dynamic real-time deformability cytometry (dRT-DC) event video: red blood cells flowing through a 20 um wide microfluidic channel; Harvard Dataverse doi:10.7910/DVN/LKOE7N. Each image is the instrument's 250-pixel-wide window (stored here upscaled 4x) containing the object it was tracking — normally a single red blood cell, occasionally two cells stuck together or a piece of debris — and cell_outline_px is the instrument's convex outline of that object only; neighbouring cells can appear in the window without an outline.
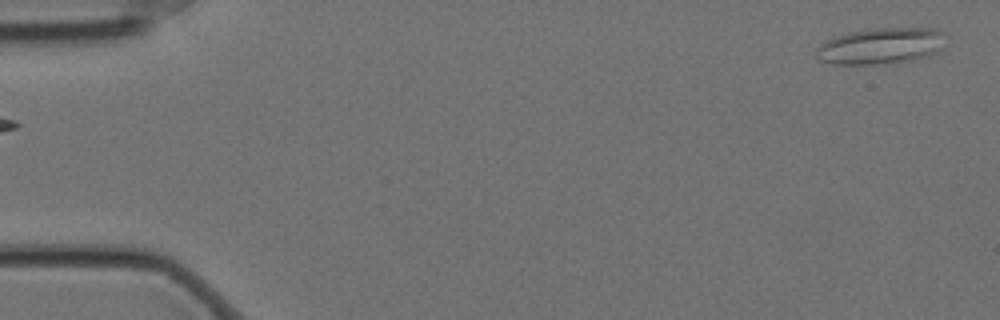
{"species": "Egyptian fruit bat (a non-hibernating species)", "species_latin": "Rousettus aegyptiacus", "temperature_condition": "cold", "stored_images_in_passage": 4, "segment_of_instrument_passage": [2, 2], "camera_frame_rate_fps": 3000, "um_per_image_px": 0.085, "animal": {"sex": "female"}, "frame": {"image": 1, "passage_image": 4, "time_ms": 1.0, "image_size_px": [1000, 320], "cell_outline_px": [[948, 36], [936, 52], [928, 56], [912, 60], [876, 64], [832, 64], [816, 60], [816, 48], [820, 44], [836, 36], [852, 32], [872, 28], [940, 28]], "centroid_in_image_um": [74.88, 3.9], "position_along_channel_um": 10.1, "area_um2": 27.46}}